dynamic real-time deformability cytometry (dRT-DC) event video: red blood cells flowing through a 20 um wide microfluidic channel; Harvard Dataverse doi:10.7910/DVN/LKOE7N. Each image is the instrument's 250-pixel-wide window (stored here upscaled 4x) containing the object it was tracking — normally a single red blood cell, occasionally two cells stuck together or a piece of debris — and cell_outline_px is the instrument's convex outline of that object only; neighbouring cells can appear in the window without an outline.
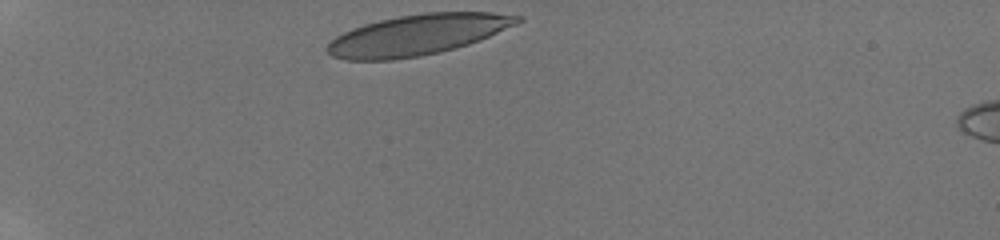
{"species": "human", "species_latin": "Homo sapiens", "temperature_condition": "room temperature", "stored_images_in_passage": 34, "camera_frame_rate_fps": 3000, "um_per_image_px": 0.085, "donor": {"sex": "male"}, "frame": {"image": 1, "passage_image": 1, "time_ms": 0.0, "image_size_px": [1000, 240], "cell_outline_px": [[524, 20], [516, 24], [480, 40], [468, 44], [440, 52], [420, 56], [392, 60], [344, 60], [332, 56], [324, 48], [336, 36], [352, 28], [364, 24], [380, 20], [400, 16], [424, 12], [492, 12], [524, 16]], "centroid_in_image_um": [35.49, 2.96], "position_along_channel_um": 49.5, "area_um2": 45.03}}
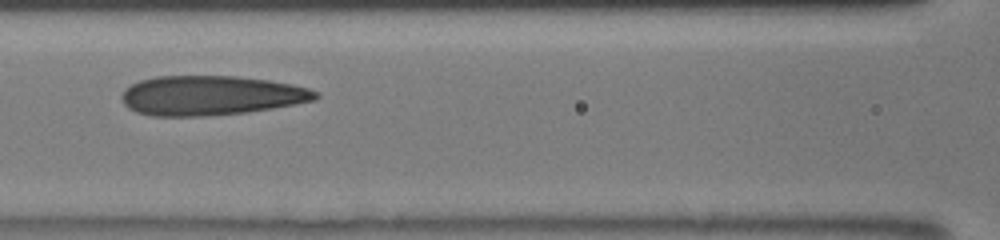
{"frame": {"image": 2, "passage_image": 11, "time_ms": 3.667, "image_size_px": [1000, 240], "cell_outline_px": [[320, 96], [316, 100], [272, 108], [248, 112], [204, 116], [152, 116], [136, 112], [128, 108], [124, 104], [120, 96], [124, 88], [140, 80], [156, 76], [236, 76], [268, 80], [292, 84], [308, 88], [316, 92]], "centroid_in_image_um": [17.89, 8.12], "position_along_channel_um": 148.7, "area_um2": 44.85}}
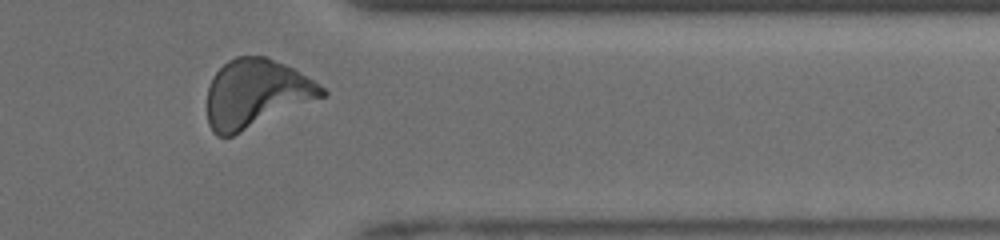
{"frame": {"image": 3, "passage_image": 31, "time_ms": 9.667, "image_size_px": [1000, 240], "cell_outline_px": [[328, 92], [324, 96], [232, 136], [216, 136], [212, 132], [208, 124], [208, 88], [212, 76], [228, 60], [236, 56], [264, 56], [284, 64], [292, 68], [312, 80], [324, 88]], "centroid_in_image_um": [21.72, 7.95], "position_along_channel_um": 389.7, "area_um2": 45.14}, "authors_computed_cell_mechanics": {"area_um2": 44.1303, "velocity_mm_per_s": 4.0626, "shape_relaxation_time_tau1_ms": 7.1052, "shape_relaxation_time_tau2_ms": 1.3987, "deformation_change_tau1": 0.2202, "deformation_change_tau2": 0.0995}}